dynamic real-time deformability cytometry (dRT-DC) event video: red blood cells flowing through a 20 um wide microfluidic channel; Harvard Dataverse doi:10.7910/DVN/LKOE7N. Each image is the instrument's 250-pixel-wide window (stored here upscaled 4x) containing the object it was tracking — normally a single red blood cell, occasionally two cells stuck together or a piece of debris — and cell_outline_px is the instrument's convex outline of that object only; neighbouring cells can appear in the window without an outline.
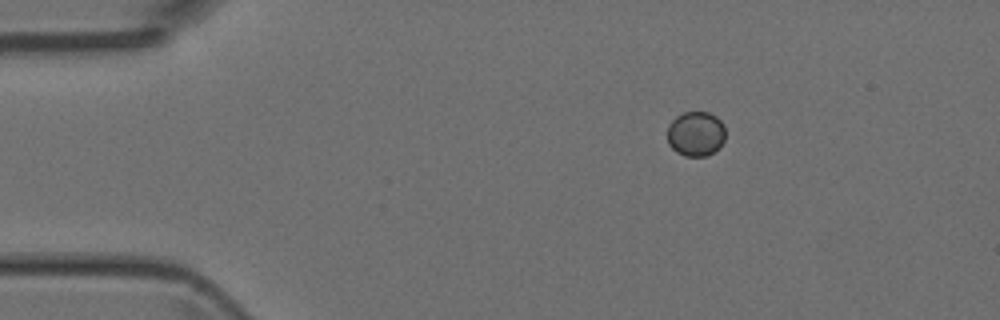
{"species": "Egyptian fruit bat (a non-hibernating species)", "species_latin": "Rousettus aegyptiacus", "temperature_condition": "room temperature", "stored_images_in_passage": 3, "camera_frame_rate_fps": 3000, "um_per_image_px": 0.085, "animal": {"sex": "female"}, "frame": {"image": 1, "passage_image": 1, "time_ms": 0.0, "image_size_px": [1000, 320], "cell_outline_px": [[724, 140], [720, 148], [704, 156], [684, 156], [676, 152], [668, 144], [668, 124], [676, 116], [684, 112], [708, 112], [716, 116], [724, 124]], "centroid_in_image_um": [59.14, 11.37], "position_along_channel_um": 25.9, "area_um2": 15.26}}
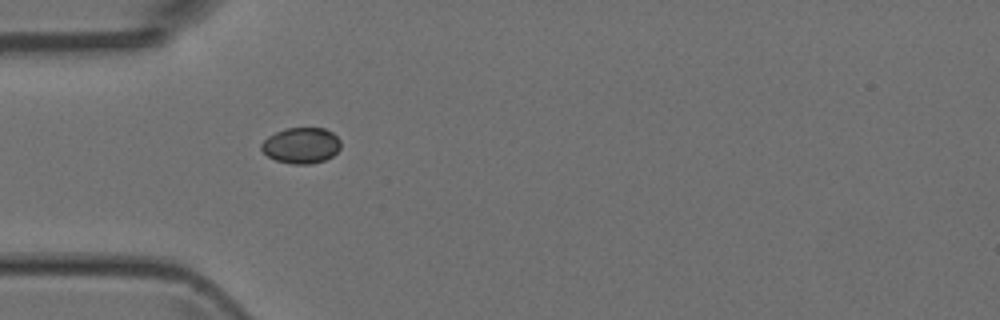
{"frame": {"image": 2, "passage_image": 3, "time_ms": 2.333, "image_size_px": [1000, 320], "cell_outline_px": [[340, 148], [332, 156], [324, 160], [312, 164], [292, 164], [276, 160], [268, 156], [260, 148], [260, 144], [268, 136], [284, 128], [324, 128], [332, 132], [340, 140]], "centroid_in_image_um": [25.59, 12.36], "position_along_channel_um": 59.4, "area_um2": 16.59}}